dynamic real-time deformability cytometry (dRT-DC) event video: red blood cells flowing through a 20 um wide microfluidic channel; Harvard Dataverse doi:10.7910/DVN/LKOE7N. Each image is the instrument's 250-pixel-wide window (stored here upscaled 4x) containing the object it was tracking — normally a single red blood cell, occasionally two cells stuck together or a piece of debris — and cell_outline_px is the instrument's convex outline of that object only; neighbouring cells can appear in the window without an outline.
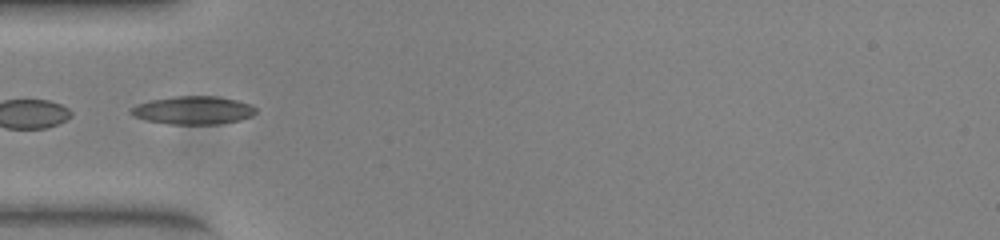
{"species": "common noctule bat (a hibernating species)", "species_latin": "Nyctalus noctula", "temperature_condition": "warm", "stored_images_in_passage": 3, "camera_frame_rate_fps": 3000, "um_per_image_px": 0.085, "animal": {"sex": "female", "body_mass_g": 23.0, "forearm_length_mm": 53.4}, "frame": {"image": 1, "passage_image": 1, "time_ms": 0.0, "image_size_px": [1000, 240], "cell_outline_px": [[256, 112], [252, 116], [240, 120], [220, 124], [168, 124], [148, 120], [132, 116], [128, 112], [136, 104], [152, 100], [172, 96], [216, 96], [236, 100], [252, 104], [256, 108]], "centroid_in_image_um": [16.43, 9.37], "position_along_channel_um": 68.6, "area_um2": 20.58}}